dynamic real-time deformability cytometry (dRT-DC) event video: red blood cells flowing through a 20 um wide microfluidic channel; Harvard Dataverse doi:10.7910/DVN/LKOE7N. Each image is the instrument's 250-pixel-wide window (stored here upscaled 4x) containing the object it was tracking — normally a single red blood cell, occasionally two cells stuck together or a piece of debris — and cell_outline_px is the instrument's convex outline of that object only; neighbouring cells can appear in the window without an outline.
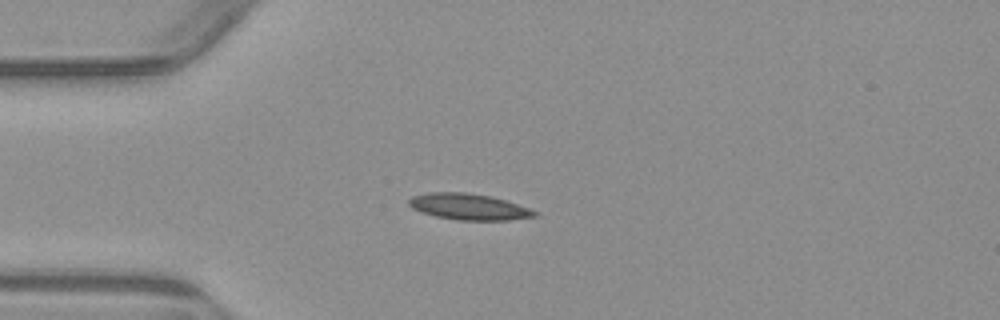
{"species": "common noctule bat (a hibernating species)", "species_latin": "Nyctalus noctula", "temperature_condition": "warm", "stored_images_in_passage": 1, "camera_frame_rate_fps": 3000, "um_per_image_px": 0.085, "animal": {"sex": "male", "body_mass_g": 23.1, "forearm_length_mm": 52.7}, "frame": {"image": 1, "passage_image": 1, "time_ms": 0.0, "image_size_px": [1000, 320], "cell_outline_px": [[540, 212], [536, 216], [508, 220], [456, 220], [436, 216], [420, 212], [412, 208], [408, 204], [408, 200], [412, 196], [428, 192], [464, 192], [492, 196]], "centroid_in_image_um": [39.81, 17.57], "position_along_channel_um": 45.2, "area_um2": 19.19}}